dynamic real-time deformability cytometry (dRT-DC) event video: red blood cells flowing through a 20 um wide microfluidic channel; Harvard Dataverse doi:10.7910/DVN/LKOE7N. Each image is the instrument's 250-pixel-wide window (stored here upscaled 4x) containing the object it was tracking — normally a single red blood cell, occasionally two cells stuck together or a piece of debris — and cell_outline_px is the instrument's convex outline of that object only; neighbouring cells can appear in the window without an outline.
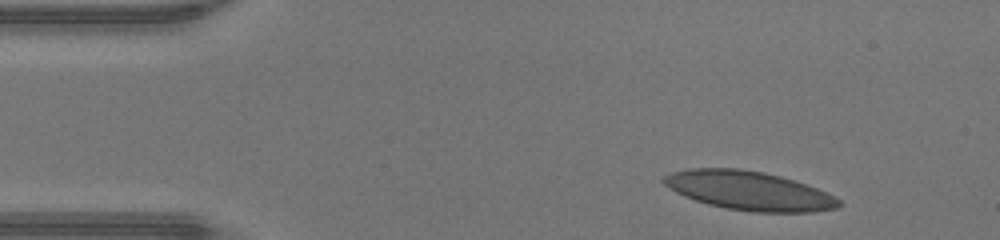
{"species": "human", "species_latin": "Homo sapiens", "temperature_condition": "warm", "stored_images_in_passage": 42, "camera_frame_rate_fps": 3000, "um_per_image_px": 0.085, "donor": {"sex": "male"}, "frame": {"image": 1, "passage_image": 1, "time_ms": 0.0, "image_size_px": [1000, 240], "cell_outline_px": [[844, 204], [836, 208], [812, 212], [752, 212], [728, 208], [708, 204], [684, 196], [676, 192], [664, 184], [660, 180], [664, 176], [672, 172], [692, 168], [740, 168], [764, 172], [780, 176], [816, 188], [840, 200]], "centroid_in_image_um": [63.64, 16.2], "position_along_channel_um": 21.4, "area_um2": 39.42}}
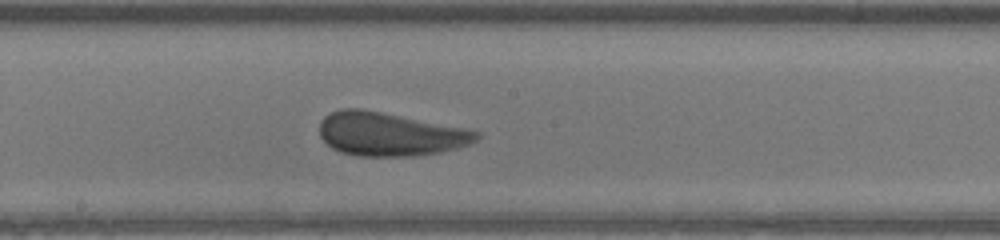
{"frame": {"image": 2, "passage_image": 20, "time_ms": 6.333, "image_size_px": [1000, 240], "cell_outline_px": [[480, 136], [476, 140], [468, 144], [456, 148], [440, 152], [412, 156], [356, 156], [340, 152], [332, 148], [320, 136], [320, 120], [324, 116], [340, 108], [360, 108], [464, 128], [480, 132]], "centroid_in_image_um": [33.09, 11.4], "position_along_channel_um": 215.1, "area_um2": 39.59}}
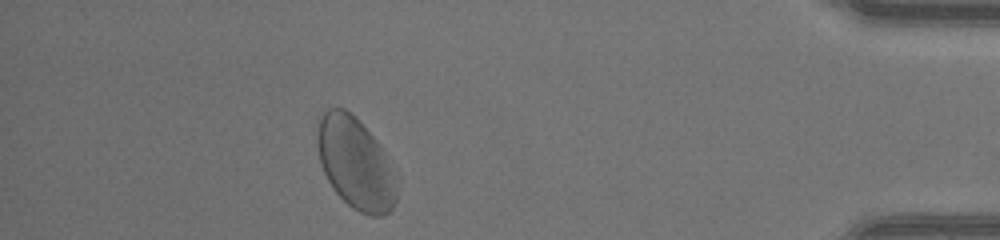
{"frame": {"image": 3, "passage_image": 37, "time_ms": 12.0, "image_size_px": [1000, 240], "cell_outline_px": [[400, 176], [396, 200], [392, 208], [384, 216], [368, 216], [352, 208], [332, 188], [320, 164], [316, 144], [316, 120], [328, 108], [344, 108], [356, 116], [380, 144]], "centroid_in_image_um": [30.25, 13.87], "position_along_channel_um": 405.0, "area_um2": 43.64}, "authors_computed_cell_mechanics": {"area_um2": 39.6219, "velocity_mm_per_s": 4.3314, "shape_relaxation_time_tau1_ms": 2.6982, "shape_relaxation_time_tau2_ms": 0.9397, "deformation_change_tau1": 0.0876, "deformation_change_tau2": 0.0892}}